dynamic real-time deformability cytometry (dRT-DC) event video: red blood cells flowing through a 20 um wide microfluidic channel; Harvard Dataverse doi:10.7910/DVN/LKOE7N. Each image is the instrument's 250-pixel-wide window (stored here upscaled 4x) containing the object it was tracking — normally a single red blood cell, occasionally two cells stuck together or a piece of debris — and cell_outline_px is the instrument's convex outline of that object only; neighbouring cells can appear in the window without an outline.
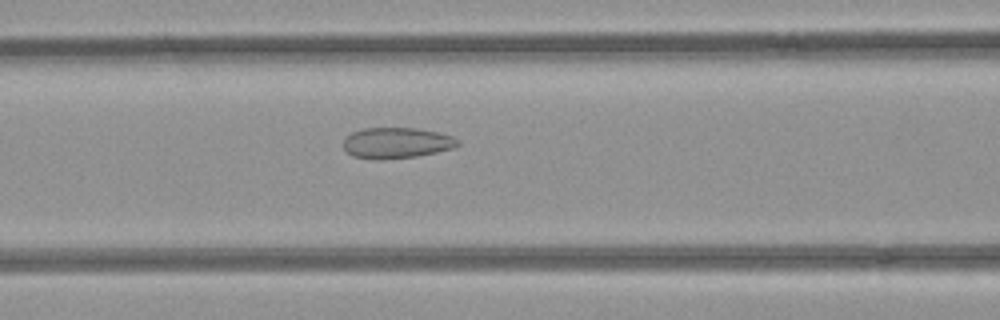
{"species": "common noctule bat (a hibernating species)", "species_latin": "Nyctalus noctula", "temperature_condition": "room temperature", "stored_images_in_passage": 52, "camera_frame_rate_fps": 3000, "um_per_image_px": 0.085, "animal": {"sex": "female", "body_mass_g": 21.9}, "frame": {"image": 1, "passage_image": 22, "time_ms": 7.0, "image_size_px": [1000, 320], "cell_outline_px": [[460, 144], [452, 148], [436, 152], [416, 156], [380, 160], [372, 160], [352, 156], [344, 148], [344, 140], [352, 132], [364, 128], [416, 128], [436, 132], [452, 136], [460, 140]], "centroid_in_image_um": [33.7, 12.15], "position_along_channel_um": 132.9, "area_um2": 20.52}}
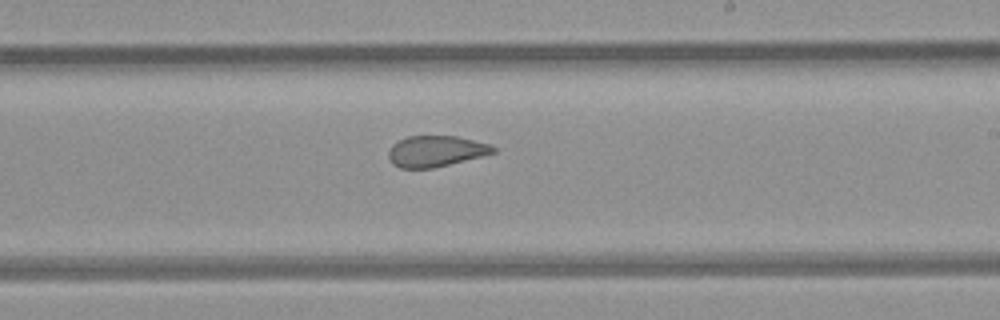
{"frame": {"image": 2, "passage_image": 31, "time_ms": 10.0, "image_size_px": [1000, 320], "cell_outline_px": [[496, 152], [432, 168], [400, 168], [392, 164], [388, 156], [388, 152], [392, 144], [408, 136], [456, 136], [488, 144], [496, 148]], "centroid_in_image_um": [36.99, 12.85], "position_along_channel_um": 252.0, "area_um2": 18.61}}
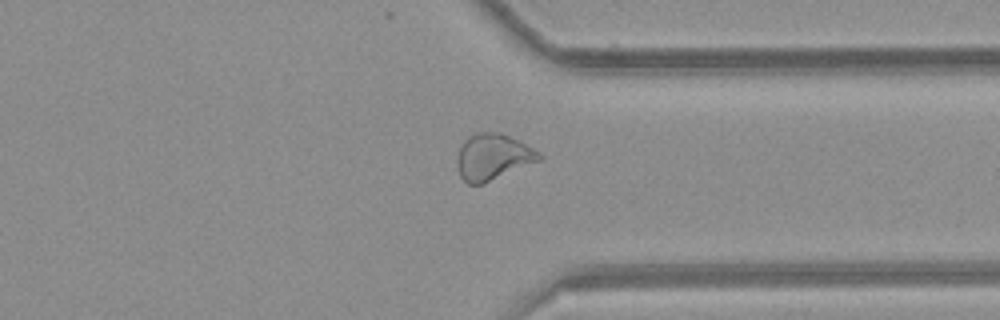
{"frame": {"image": 3, "passage_image": 40, "time_ms": 13.0, "image_size_px": [1000, 320], "cell_outline_px": [[544, 160], [484, 184], [468, 184], [460, 176], [456, 160], [460, 148], [464, 140], [468, 136], [476, 132], [500, 132], [540, 152], [544, 156]], "centroid_in_image_um": [41.93, 13.36], "position_along_channel_um": 369.5, "area_um2": 22.37}}